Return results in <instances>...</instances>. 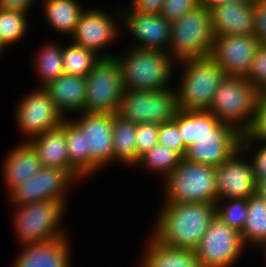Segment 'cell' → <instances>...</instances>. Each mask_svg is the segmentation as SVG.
I'll return each instance as SVG.
<instances>
[{
  "mask_svg": "<svg viewBox=\"0 0 266 267\" xmlns=\"http://www.w3.org/2000/svg\"><path fill=\"white\" fill-rule=\"evenodd\" d=\"M6 47L0 42V53L3 51L2 49H5Z\"/></svg>",
  "mask_w": 266,
  "mask_h": 267,
  "instance_id": "obj_46",
  "label": "cell"
},
{
  "mask_svg": "<svg viewBox=\"0 0 266 267\" xmlns=\"http://www.w3.org/2000/svg\"><path fill=\"white\" fill-rule=\"evenodd\" d=\"M260 141L266 143V93H260L252 127L240 136L239 149L250 151V143Z\"/></svg>",
  "mask_w": 266,
  "mask_h": 267,
  "instance_id": "obj_34",
  "label": "cell"
},
{
  "mask_svg": "<svg viewBox=\"0 0 266 267\" xmlns=\"http://www.w3.org/2000/svg\"><path fill=\"white\" fill-rule=\"evenodd\" d=\"M225 201L228 202L225 203L227 206L223 202H216V215L230 227L241 232L247 218V199L236 198L226 199ZM220 204H222L221 207Z\"/></svg>",
  "mask_w": 266,
  "mask_h": 267,
  "instance_id": "obj_35",
  "label": "cell"
},
{
  "mask_svg": "<svg viewBox=\"0 0 266 267\" xmlns=\"http://www.w3.org/2000/svg\"><path fill=\"white\" fill-rule=\"evenodd\" d=\"M125 90L168 89L175 62L167 52L132 47L124 57L116 55Z\"/></svg>",
  "mask_w": 266,
  "mask_h": 267,
  "instance_id": "obj_3",
  "label": "cell"
},
{
  "mask_svg": "<svg viewBox=\"0 0 266 267\" xmlns=\"http://www.w3.org/2000/svg\"><path fill=\"white\" fill-rule=\"evenodd\" d=\"M159 124L144 123L137 125L136 130V163L139 158L158 144Z\"/></svg>",
  "mask_w": 266,
  "mask_h": 267,
  "instance_id": "obj_38",
  "label": "cell"
},
{
  "mask_svg": "<svg viewBox=\"0 0 266 267\" xmlns=\"http://www.w3.org/2000/svg\"><path fill=\"white\" fill-rule=\"evenodd\" d=\"M214 36L254 35L255 14L252 1L224 4L209 9Z\"/></svg>",
  "mask_w": 266,
  "mask_h": 267,
  "instance_id": "obj_19",
  "label": "cell"
},
{
  "mask_svg": "<svg viewBox=\"0 0 266 267\" xmlns=\"http://www.w3.org/2000/svg\"><path fill=\"white\" fill-rule=\"evenodd\" d=\"M58 44H47L39 49L38 55L35 58V69L39 73L41 83L44 88L47 84L55 81L65 73L63 65V47Z\"/></svg>",
  "mask_w": 266,
  "mask_h": 267,
  "instance_id": "obj_30",
  "label": "cell"
},
{
  "mask_svg": "<svg viewBox=\"0 0 266 267\" xmlns=\"http://www.w3.org/2000/svg\"><path fill=\"white\" fill-rule=\"evenodd\" d=\"M76 0H44L45 18L56 31L72 35L85 11Z\"/></svg>",
  "mask_w": 266,
  "mask_h": 267,
  "instance_id": "obj_25",
  "label": "cell"
},
{
  "mask_svg": "<svg viewBox=\"0 0 266 267\" xmlns=\"http://www.w3.org/2000/svg\"><path fill=\"white\" fill-rule=\"evenodd\" d=\"M164 203H212L218 201L216 167L182 159L165 178ZM167 191V192H166Z\"/></svg>",
  "mask_w": 266,
  "mask_h": 267,
  "instance_id": "obj_6",
  "label": "cell"
},
{
  "mask_svg": "<svg viewBox=\"0 0 266 267\" xmlns=\"http://www.w3.org/2000/svg\"><path fill=\"white\" fill-rule=\"evenodd\" d=\"M44 89L58 110L67 118L66 112H83L86 100V77L63 74Z\"/></svg>",
  "mask_w": 266,
  "mask_h": 267,
  "instance_id": "obj_23",
  "label": "cell"
},
{
  "mask_svg": "<svg viewBox=\"0 0 266 267\" xmlns=\"http://www.w3.org/2000/svg\"><path fill=\"white\" fill-rule=\"evenodd\" d=\"M182 159L183 157L179 153L158 143L139 158L135 167L139 164L141 167H146L152 172L154 170V173L158 172L166 178Z\"/></svg>",
  "mask_w": 266,
  "mask_h": 267,
  "instance_id": "obj_31",
  "label": "cell"
},
{
  "mask_svg": "<svg viewBox=\"0 0 266 267\" xmlns=\"http://www.w3.org/2000/svg\"><path fill=\"white\" fill-rule=\"evenodd\" d=\"M245 248L240 232L216 215L193 251L202 267H232Z\"/></svg>",
  "mask_w": 266,
  "mask_h": 267,
  "instance_id": "obj_10",
  "label": "cell"
},
{
  "mask_svg": "<svg viewBox=\"0 0 266 267\" xmlns=\"http://www.w3.org/2000/svg\"><path fill=\"white\" fill-rule=\"evenodd\" d=\"M165 0H131V8L141 14L160 15Z\"/></svg>",
  "mask_w": 266,
  "mask_h": 267,
  "instance_id": "obj_42",
  "label": "cell"
},
{
  "mask_svg": "<svg viewBox=\"0 0 266 267\" xmlns=\"http://www.w3.org/2000/svg\"><path fill=\"white\" fill-rule=\"evenodd\" d=\"M113 17L109 16L104 10L100 11L92 8L85 10L73 32L72 43L84 46L94 51L100 57H113L115 55L99 54V50L106 48L108 44L115 42L118 37L119 28Z\"/></svg>",
  "mask_w": 266,
  "mask_h": 267,
  "instance_id": "obj_17",
  "label": "cell"
},
{
  "mask_svg": "<svg viewBox=\"0 0 266 267\" xmlns=\"http://www.w3.org/2000/svg\"><path fill=\"white\" fill-rule=\"evenodd\" d=\"M113 113L81 112L70 119L85 135L86 152L90 156V175L114 161Z\"/></svg>",
  "mask_w": 266,
  "mask_h": 267,
  "instance_id": "obj_12",
  "label": "cell"
},
{
  "mask_svg": "<svg viewBox=\"0 0 266 267\" xmlns=\"http://www.w3.org/2000/svg\"><path fill=\"white\" fill-rule=\"evenodd\" d=\"M27 14L19 11L0 9V42L8 47L25 35L29 25Z\"/></svg>",
  "mask_w": 266,
  "mask_h": 267,
  "instance_id": "obj_33",
  "label": "cell"
},
{
  "mask_svg": "<svg viewBox=\"0 0 266 267\" xmlns=\"http://www.w3.org/2000/svg\"><path fill=\"white\" fill-rule=\"evenodd\" d=\"M260 92L244 76H225L218 86L210 111L241 134L253 125Z\"/></svg>",
  "mask_w": 266,
  "mask_h": 267,
  "instance_id": "obj_2",
  "label": "cell"
},
{
  "mask_svg": "<svg viewBox=\"0 0 266 267\" xmlns=\"http://www.w3.org/2000/svg\"><path fill=\"white\" fill-rule=\"evenodd\" d=\"M151 237L140 267H202L193 250L162 244Z\"/></svg>",
  "mask_w": 266,
  "mask_h": 267,
  "instance_id": "obj_24",
  "label": "cell"
},
{
  "mask_svg": "<svg viewBox=\"0 0 266 267\" xmlns=\"http://www.w3.org/2000/svg\"><path fill=\"white\" fill-rule=\"evenodd\" d=\"M183 73L177 95L180 110H208L213 96L226 76L211 57L181 61Z\"/></svg>",
  "mask_w": 266,
  "mask_h": 267,
  "instance_id": "obj_5",
  "label": "cell"
},
{
  "mask_svg": "<svg viewBox=\"0 0 266 267\" xmlns=\"http://www.w3.org/2000/svg\"><path fill=\"white\" fill-rule=\"evenodd\" d=\"M100 58L94 51L72 43L63 48L65 74L86 77Z\"/></svg>",
  "mask_w": 266,
  "mask_h": 267,
  "instance_id": "obj_32",
  "label": "cell"
},
{
  "mask_svg": "<svg viewBox=\"0 0 266 267\" xmlns=\"http://www.w3.org/2000/svg\"><path fill=\"white\" fill-rule=\"evenodd\" d=\"M66 133L70 166L84 179L90 177V156L86 152L85 135L68 118L60 126Z\"/></svg>",
  "mask_w": 266,
  "mask_h": 267,
  "instance_id": "obj_29",
  "label": "cell"
},
{
  "mask_svg": "<svg viewBox=\"0 0 266 267\" xmlns=\"http://www.w3.org/2000/svg\"><path fill=\"white\" fill-rule=\"evenodd\" d=\"M259 47L254 35H219L214 37L210 56L226 76H245Z\"/></svg>",
  "mask_w": 266,
  "mask_h": 267,
  "instance_id": "obj_15",
  "label": "cell"
},
{
  "mask_svg": "<svg viewBox=\"0 0 266 267\" xmlns=\"http://www.w3.org/2000/svg\"><path fill=\"white\" fill-rule=\"evenodd\" d=\"M255 14L254 36L260 45L266 46V0L253 1Z\"/></svg>",
  "mask_w": 266,
  "mask_h": 267,
  "instance_id": "obj_40",
  "label": "cell"
},
{
  "mask_svg": "<svg viewBox=\"0 0 266 267\" xmlns=\"http://www.w3.org/2000/svg\"><path fill=\"white\" fill-rule=\"evenodd\" d=\"M174 121L186 148L194 144L200 135L213 134V128L220 122L208 110H180Z\"/></svg>",
  "mask_w": 266,
  "mask_h": 267,
  "instance_id": "obj_26",
  "label": "cell"
},
{
  "mask_svg": "<svg viewBox=\"0 0 266 267\" xmlns=\"http://www.w3.org/2000/svg\"><path fill=\"white\" fill-rule=\"evenodd\" d=\"M240 234L245 246H266V200L257 194L247 199V218Z\"/></svg>",
  "mask_w": 266,
  "mask_h": 267,
  "instance_id": "obj_27",
  "label": "cell"
},
{
  "mask_svg": "<svg viewBox=\"0 0 266 267\" xmlns=\"http://www.w3.org/2000/svg\"><path fill=\"white\" fill-rule=\"evenodd\" d=\"M256 182V193L260 198L266 200V180L255 181Z\"/></svg>",
  "mask_w": 266,
  "mask_h": 267,
  "instance_id": "obj_45",
  "label": "cell"
},
{
  "mask_svg": "<svg viewBox=\"0 0 266 267\" xmlns=\"http://www.w3.org/2000/svg\"><path fill=\"white\" fill-rule=\"evenodd\" d=\"M180 111L177 90H124L117 115L136 125L162 124L175 119Z\"/></svg>",
  "mask_w": 266,
  "mask_h": 267,
  "instance_id": "obj_8",
  "label": "cell"
},
{
  "mask_svg": "<svg viewBox=\"0 0 266 267\" xmlns=\"http://www.w3.org/2000/svg\"><path fill=\"white\" fill-rule=\"evenodd\" d=\"M29 143L37 152L42 167L64 169L74 180H83L69 164L66 133L61 127L36 136Z\"/></svg>",
  "mask_w": 266,
  "mask_h": 267,
  "instance_id": "obj_21",
  "label": "cell"
},
{
  "mask_svg": "<svg viewBox=\"0 0 266 267\" xmlns=\"http://www.w3.org/2000/svg\"><path fill=\"white\" fill-rule=\"evenodd\" d=\"M22 98L16 107L15 121L20 131L28 136L26 142L60 127L66 119L43 87Z\"/></svg>",
  "mask_w": 266,
  "mask_h": 267,
  "instance_id": "obj_11",
  "label": "cell"
},
{
  "mask_svg": "<svg viewBox=\"0 0 266 267\" xmlns=\"http://www.w3.org/2000/svg\"><path fill=\"white\" fill-rule=\"evenodd\" d=\"M34 0H0V9L27 13Z\"/></svg>",
  "mask_w": 266,
  "mask_h": 267,
  "instance_id": "obj_43",
  "label": "cell"
},
{
  "mask_svg": "<svg viewBox=\"0 0 266 267\" xmlns=\"http://www.w3.org/2000/svg\"><path fill=\"white\" fill-rule=\"evenodd\" d=\"M244 2H247V0H202V4L208 9L224 4H236Z\"/></svg>",
  "mask_w": 266,
  "mask_h": 267,
  "instance_id": "obj_44",
  "label": "cell"
},
{
  "mask_svg": "<svg viewBox=\"0 0 266 267\" xmlns=\"http://www.w3.org/2000/svg\"><path fill=\"white\" fill-rule=\"evenodd\" d=\"M243 152L245 151L239 149L228 160L216 167L218 201L236 198L248 199L256 193L251 162L243 159Z\"/></svg>",
  "mask_w": 266,
  "mask_h": 267,
  "instance_id": "obj_16",
  "label": "cell"
},
{
  "mask_svg": "<svg viewBox=\"0 0 266 267\" xmlns=\"http://www.w3.org/2000/svg\"><path fill=\"white\" fill-rule=\"evenodd\" d=\"M201 4L202 0H165L160 15L173 23Z\"/></svg>",
  "mask_w": 266,
  "mask_h": 267,
  "instance_id": "obj_39",
  "label": "cell"
},
{
  "mask_svg": "<svg viewBox=\"0 0 266 267\" xmlns=\"http://www.w3.org/2000/svg\"><path fill=\"white\" fill-rule=\"evenodd\" d=\"M241 133L229 123L219 122L213 134H202L187 148L184 159L218 167L239 150Z\"/></svg>",
  "mask_w": 266,
  "mask_h": 267,
  "instance_id": "obj_13",
  "label": "cell"
},
{
  "mask_svg": "<svg viewBox=\"0 0 266 267\" xmlns=\"http://www.w3.org/2000/svg\"><path fill=\"white\" fill-rule=\"evenodd\" d=\"M136 130L137 125L131 121L113 115V154L114 162L118 160L129 166L136 165Z\"/></svg>",
  "mask_w": 266,
  "mask_h": 267,
  "instance_id": "obj_28",
  "label": "cell"
},
{
  "mask_svg": "<svg viewBox=\"0 0 266 267\" xmlns=\"http://www.w3.org/2000/svg\"><path fill=\"white\" fill-rule=\"evenodd\" d=\"M252 156L249 161L251 162L255 181L266 180V143L263 146L261 145Z\"/></svg>",
  "mask_w": 266,
  "mask_h": 267,
  "instance_id": "obj_41",
  "label": "cell"
},
{
  "mask_svg": "<svg viewBox=\"0 0 266 267\" xmlns=\"http://www.w3.org/2000/svg\"><path fill=\"white\" fill-rule=\"evenodd\" d=\"M214 37L209 9L201 4L171 23L167 53L176 63L209 57Z\"/></svg>",
  "mask_w": 266,
  "mask_h": 267,
  "instance_id": "obj_4",
  "label": "cell"
},
{
  "mask_svg": "<svg viewBox=\"0 0 266 267\" xmlns=\"http://www.w3.org/2000/svg\"><path fill=\"white\" fill-rule=\"evenodd\" d=\"M164 204L156 218L152 236L162 244L194 250L216 216V204Z\"/></svg>",
  "mask_w": 266,
  "mask_h": 267,
  "instance_id": "obj_1",
  "label": "cell"
},
{
  "mask_svg": "<svg viewBox=\"0 0 266 267\" xmlns=\"http://www.w3.org/2000/svg\"><path fill=\"white\" fill-rule=\"evenodd\" d=\"M69 242L64 236L45 243L24 245L12 267H70Z\"/></svg>",
  "mask_w": 266,
  "mask_h": 267,
  "instance_id": "obj_20",
  "label": "cell"
},
{
  "mask_svg": "<svg viewBox=\"0 0 266 267\" xmlns=\"http://www.w3.org/2000/svg\"><path fill=\"white\" fill-rule=\"evenodd\" d=\"M5 160L2 176L9 194L42 168L37 152L26 141L12 149Z\"/></svg>",
  "mask_w": 266,
  "mask_h": 267,
  "instance_id": "obj_22",
  "label": "cell"
},
{
  "mask_svg": "<svg viewBox=\"0 0 266 267\" xmlns=\"http://www.w3.org/2000/svg\"><path fill=\"white\" fill-rule=\"evenodd\" d=\"M244 77L260 93H266V46L260 45Z\"/></svg>",
  "mask_w": 266,
  "mask_h": 267,
  "instance_id": "obj_36",
  "label": "cell"
},
{
  "mask_svg": "<svg viewBox=\"0 0 266 267\" xmlns=\"http://www.w3.org/2000/svg\"><path fill=\"white\" fill-rule=\"evenodd\" d=\"M14 225L20 244L30 245L67 236L60 225L66 205L46 200L15 206ZM17 210V211H16Z\"/></svg>",
  "mask_w": 266,
  "mask_h": 267,
  "instance_id": "obj_7",
  "label": "cell"
},
{
  "mask_svg": "<svg viewBox=\"0 0 266 267\" xmlns=\"http://www.w3.org/2000/svg\"><path fill=\"white\" fill-rule=\"evenodd\" d=\"M124 90L121 65L117 57H101L86 76L83 112L116 114Z\"/></svg>",
  "mask_w": 266,
  "mask_h": 267,
  "instance_id": "obj_9",
  "label": "cell"
},
{
  "mask_svg": "<svg viewBox=\"0 0 266 267\" xmlns=\"http://www.w3.org/2000/svg\"><path fill=\"white\" fill-rule=\"evenodd\" d=\"M158 143L176 151L183 158L186 155L187 148L183 143L178 125L174 120L159 124Z\"/></svg>",
  "mask_w": 266,
  "mask_h": 267,
  "instance_id": "obj_37",
  "label": "cell"
},
{
  "mask_svg": "<svg viewBox=\"0 0 266 267\" xmlns=\"http://www.w3.org/2000/svg\"><path fill=\"white\" fill-rule=\"evenodd\" d=\"M74 178L64 169L42 167L35 175L15 188L10 197L13 206L46 200H57L67 205L66 189Z\"/></svg>",
  "mask_w": 266,
  "mask_h": 267,
  "instance_id": "obj_14",
  "label": "cell"
},
{
  "mask_svg": "<svg viewBox=\"0 0 266 267\" xmlns=\"http://www.w3.org/2000/svg\"><path fill=\"white\" fill-rule=\"evenodd\" d=\"M125 27L136 38L137 48L154 49L167 52L170 41L171 23L161 15L141 14L132 8L128 11H119ZM166 46V47H165Z\"/></svg>",
  "mask_w": 266,
  "mask_h": 267,
  "instance_id": "obj_18",
  "label": "cell"
}]
</instances>
